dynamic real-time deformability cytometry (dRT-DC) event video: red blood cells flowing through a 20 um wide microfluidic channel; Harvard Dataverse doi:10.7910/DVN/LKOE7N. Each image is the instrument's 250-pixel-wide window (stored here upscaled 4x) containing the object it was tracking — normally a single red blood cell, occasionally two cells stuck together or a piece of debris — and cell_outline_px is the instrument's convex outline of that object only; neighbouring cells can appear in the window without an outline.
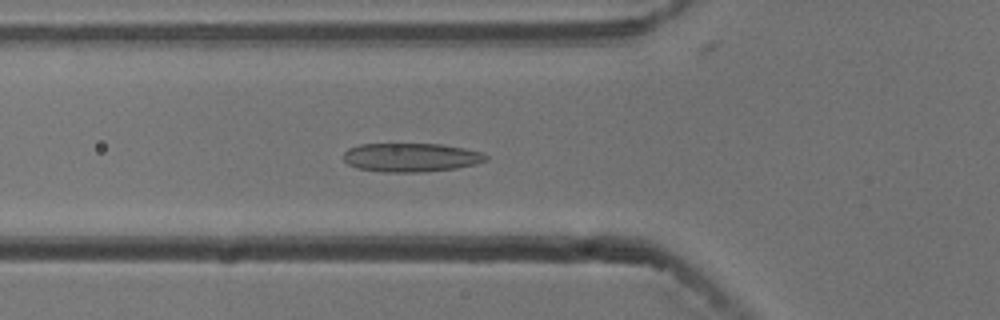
{"species": "common noctule bat (a hibernating species)", "species_latin": "Nyctalus noctula", "temperature_condition": "cold", "stored_images_in_passage": 45, "camera_frame_rate_fps": 3000, "um_per_image_px": 0.085, "animal": {"sex": "male", "body_mass_g": 13.3}, "frame": {"image": 1, "passage_image": 9, "time_ms": 2.667, "image_size_px": [1000, 320], "cell_outline_px": [[488, 160], [476, 164], [456, 168], [420, 172], [380, 172], [356, 168], [348, 164], [344, 160], [344, 152], [348, 148], [360, 144], [440, 144], [464, 148], [484, 152], [488, 156]], "centroid_in_image_um": [34.94, 13.38], "position_along_channel_um": 90.9, "area_um2": 24.04}}
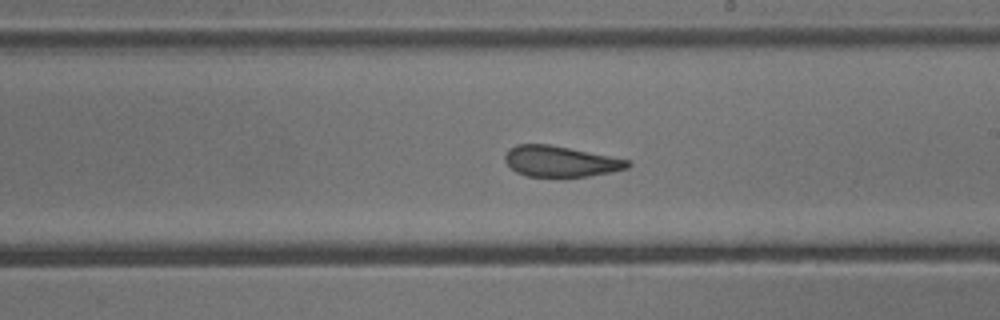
{"frame": {"image": 2, "passage_image": 21, "time_ms": 6.667, "image_size_px": [1000, 320], "cell_outline_px": [[632, 164], [628, 168], [612, 172], [588, 176], [528, 176], [516, 172], [504, 160], [504, 156], [508, 148], [516, 144], [548, 144], [628, 160]], "centroid_in_image_um": [47.6, 13.71], "position_along_channel_um": 241.4, "area_um2": 21.73}}
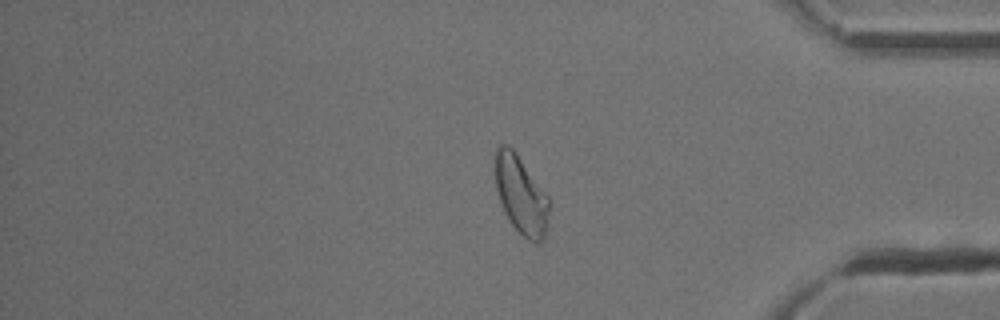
{"frame": {"image": 3, "passage_image": 35, "time_ms": 11.333, "image_size_px": [1000, 320], "cell_outline_px": [[548, 224], [544, 236], [536, 244], [528, 240], [512, 224], [504, 212], [496, 188], [496, 148], [500, 144], [504, 144], [512, 148], [516, 152], [548, 196]], "centroid_in_image_um": [44.29, 16.57], "position_along_channel_um": 390.9, "area_um2": 24.1}, "authors_computed_cell_mechanics": {"area_um2": 23.698, "velocity_mm_per_s": 3.746, "shape_relaxation_time_tau1_ms": null, "shape_relaxation_time_tau2_ms": 2.1933, "deformation_change_tau1": null, "deformation_change_tau2": 0.0862}}